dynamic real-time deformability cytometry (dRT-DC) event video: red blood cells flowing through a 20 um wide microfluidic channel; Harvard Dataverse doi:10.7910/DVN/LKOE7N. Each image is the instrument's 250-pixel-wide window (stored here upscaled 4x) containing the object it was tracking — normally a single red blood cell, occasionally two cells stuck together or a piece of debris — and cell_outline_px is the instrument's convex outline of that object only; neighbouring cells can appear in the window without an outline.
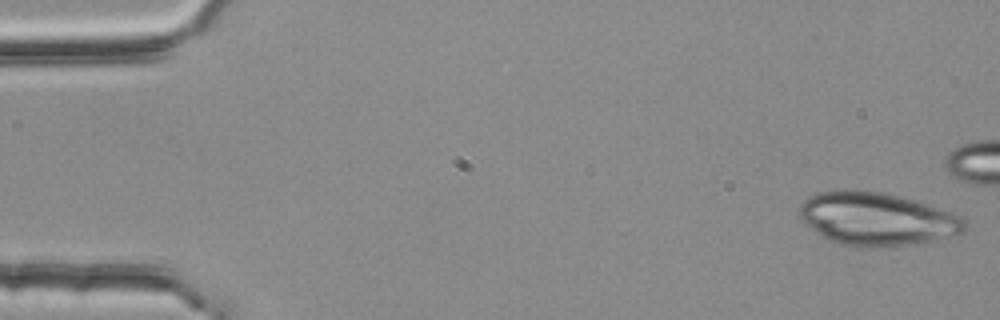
{"species": "common noctule bat (a hibernating species)", "species_latin": "Nyctalus noctula", "temperature_condition": "room temperature", "stored_images_in_passage": 44, "camera_frame_rate_fps": 3000, "um_per_image_px": 0.085, "animal": {"sex": "female", "body_mass_g": 25.1}, "frame": {"image": 1, "passage_image": 1, "time_ms": 0.0, "image_size_px": [1000, 320], "cell_outline_px": [[964, 232], [912, 244], [876, 248], [852, 248], [832, 244], [804, 224], [800, 216], [800, 204], [808, 196], [820, 192], [880, 192], [916, 200], [952, 212], [960, 216], [964, 220]], "centroid_in_image_um": [74.47, 18.66], "position_along_channel_um": 10.5, "area_um2": 50.81}}
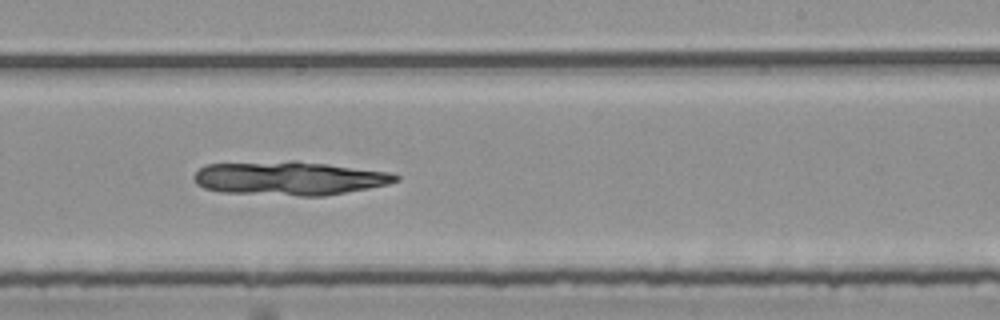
{"frame": {"image": 2, "passage_image": 32, "time_ms": 10.333, "image_size_px": [1000, 320], "cell_outline_px": [[400, 180], [388, 184], [368, 188], [324, 196], [300, 196], [220, 192], [204, 188], [196, 184], [192, 176], [204, 164], [292, 160], [296, 160], [392, 172], [400, 176]], "centroid_in_image_um": [24.58, 15.14], "position_along_channel_um": 264.4, "area_um2": 40.17}}
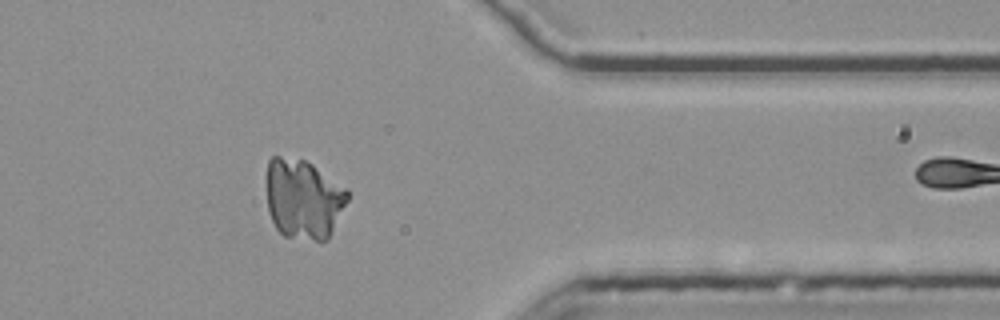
{"frame": {"image": 3, "passage_image": 43, "time_ms": 14.0, "image_size_px": [1000, 320], "cell_outline_px": [[348, 200], [328, 240], [316, 240], [284, 236], [276, 228], [268, 212], [268, 160], [272, 156], [280, 156], [304, 160], [312, 164], [348, 188]], "centroid_in_image_um": [25.81, 16.91], "position_along_channel_um": 385.6, "area_um2": 37.63}}